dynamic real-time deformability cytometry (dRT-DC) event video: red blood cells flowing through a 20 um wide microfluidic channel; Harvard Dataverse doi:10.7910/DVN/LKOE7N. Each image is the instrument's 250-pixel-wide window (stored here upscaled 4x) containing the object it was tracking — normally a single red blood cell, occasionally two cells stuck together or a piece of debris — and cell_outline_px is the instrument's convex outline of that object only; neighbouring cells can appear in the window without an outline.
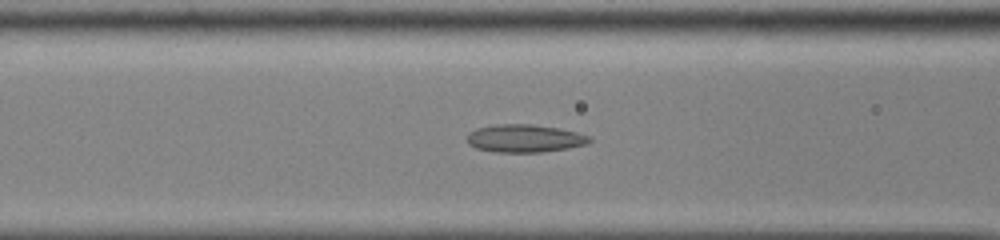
{"species": "common noctule bat (a hibernating species)", "species_latin": "Nyctalus noctula", "temperature_condition": "cold", "stored_images_in_passage": 54, "camera_frame_rate_fps": 3000, "um_per_image_px": 0.085, "animal": {"sex": "male", "body_mass_g": 13.0, "forearm_length_mm": 53.1}, "frame": {"image": 1, "passage_image": 23, "time_ms": 7.333, "image_size_px": [1000, 240], "cell_outline_px": [[592, 140], [588, 144], [568, 148], [540, 152], [496, 152], [476, 148], [468, 144], [468, 132], [476, 128], [496, 124], [532, 124], [560, 128], [576, 132], [588, 136]], "centroid_in_image_um": [44.59, 11.76], "position_along_channel_um": 122.0, "area_um2": 19.88}}
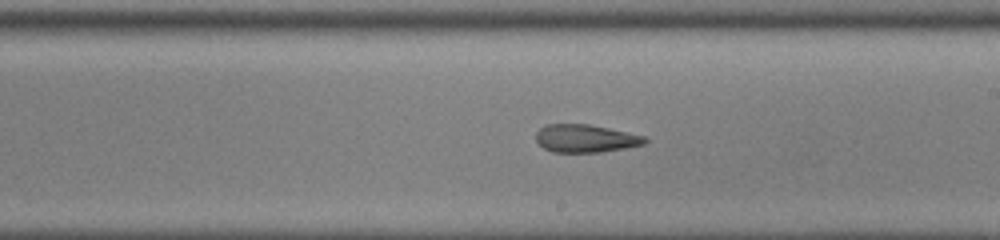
{"frame": {"image": 2, "passage_image": 32, "time_ms": 10.333, "image_size_px": [1000, 240], "cell_outline_px": [[648, 140], [644, 144], [624, 148], [600, 152], [552, 152], [544, 148], [536, 140], [536, 132], [544, 124], [588, 124], [648, 136]], "centroid_in_image_um": [49.78, 11.76], "position_along_channel_um": 239.2, "area_um2": 17.74}}
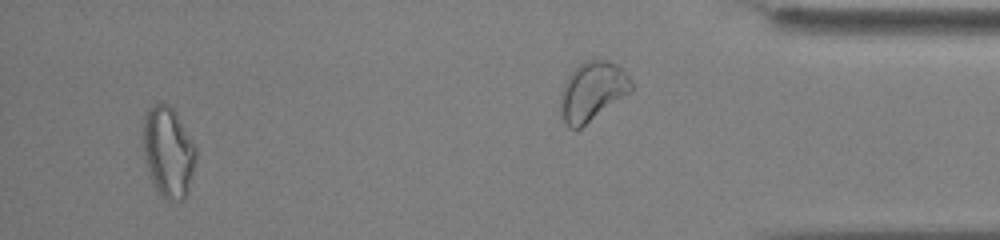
{"frame": {"image": 3, "passage_image": 51, "time_ms": 16.667, "image_size_px": [1000, 240], "cell_outline_px": [[196, 156], [192, 176], [188, 192], [180, 200], [168, 200], [160, 196], [156, 192], [148, 172], [144, 152], [144, 112], [148, 108], [156, 104], [168, 104], [176, 112], [196, 144]], "centroid_in_image_um": [14.31, 12.92], "position_along_channel_um": 420.9, "area_um2": 27.98}, "authors_computed_cell_mechanics": {"area_um2": 21.386, "velocity_mm_per_s": 3.9128, "shape_relaxation_time_tau1_ms": null, "shape_relaxation_time_tau2_ms": 2.4609, "deformation_change_tau1": null, "deformation_change_tau2": 0.1147}}